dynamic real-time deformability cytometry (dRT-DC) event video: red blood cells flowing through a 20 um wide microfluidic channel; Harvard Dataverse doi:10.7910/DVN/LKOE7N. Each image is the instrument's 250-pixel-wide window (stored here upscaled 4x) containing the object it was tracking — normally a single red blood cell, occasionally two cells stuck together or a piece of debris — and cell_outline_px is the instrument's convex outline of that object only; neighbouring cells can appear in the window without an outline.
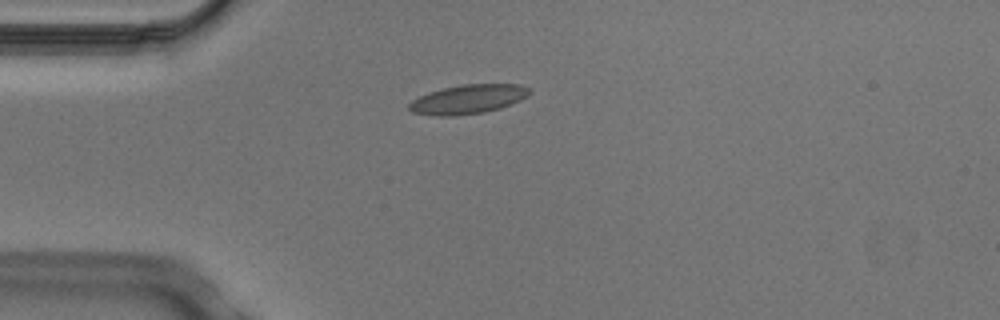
{"species": "Egyptian fruit bat (a non-hibernating species)", "species_latin": "Rousettus aegyptiacus", "temperature_condition": "cold", "stored_images_in_passage": 6, "camera_frame_rate_fps": 3000, "um_per_image_px": 0.085, "animal": {"sex": "male"}, "frame": {"image": 1, "passage_image": 3, "time_ms": 0.667, "image_size_px": [1000, 320], "cell_outline_px": [[532, 92], [528, 96], [512, 104], [500, 108], [484, 112], [452, 116], [436, 116], [412, 112], [408, 108], [408, 104], [412, 100], [428, 92], [444, 88], [464, 84], [520, 84], [528, 88]], "centroid_in_image_um": [39.79, 8.43], "position_along_channel_um": 45.2, "area_um2": 20.46}}
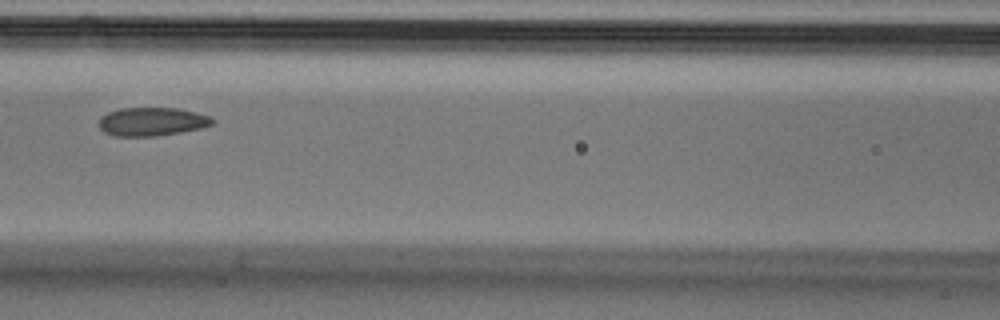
{"frame": {"image": 2, "passage_image": 6, "time_ms": 1.667, "image_size_px": [1000, 320], "cell_outline_px": [[216, 120], [212, 124], [200, 128], [180, 132], [156, 136], [112, 136], [104, 132], [100, 128], [100, 116], [108, 112], [120, 108], [176, 108], [196, 112], [212, 116]], "centroid_in_image_um": [12.92, 10.33], "position_along_channel_um": 153.7, "area_um2": 18.9}}